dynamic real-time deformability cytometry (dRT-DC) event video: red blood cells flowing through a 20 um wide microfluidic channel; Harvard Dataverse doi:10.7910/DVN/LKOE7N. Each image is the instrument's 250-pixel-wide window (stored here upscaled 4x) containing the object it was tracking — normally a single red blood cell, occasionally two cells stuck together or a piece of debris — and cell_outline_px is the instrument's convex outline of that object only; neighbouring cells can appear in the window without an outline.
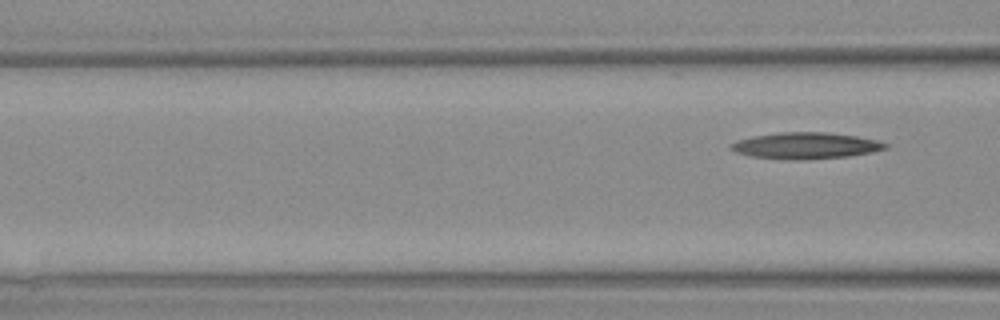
{"species": "Egyptian fruit bat (a non-hibernating species)", "species_latin": "Rousettus aegyptiacus", "temperature_condition": "warm", "stored_images_in_passage": 3, "camera_frame_rate_fps": 3000, "um_per_image_px": 0.085, "animal": {"sex": "female"}, "frame": {"image": 1, "passage_image": 3, "time_ms": 2.667, "image_size_px": [1000, 320], "cell_outline_px": [[888, 148], [872, 152], [848, 156], [804, 160], [788, 160], [752, 156], [736, 152], [728, 144], [736, 140], [752, 136], [780, 132], [824, 132], [856, 136], [876, 140], [888, 144]], "centroid_in_image_um": [68.47, 12.38], "position_along_channel_um": 98.1, "area_um2": 23.76}}